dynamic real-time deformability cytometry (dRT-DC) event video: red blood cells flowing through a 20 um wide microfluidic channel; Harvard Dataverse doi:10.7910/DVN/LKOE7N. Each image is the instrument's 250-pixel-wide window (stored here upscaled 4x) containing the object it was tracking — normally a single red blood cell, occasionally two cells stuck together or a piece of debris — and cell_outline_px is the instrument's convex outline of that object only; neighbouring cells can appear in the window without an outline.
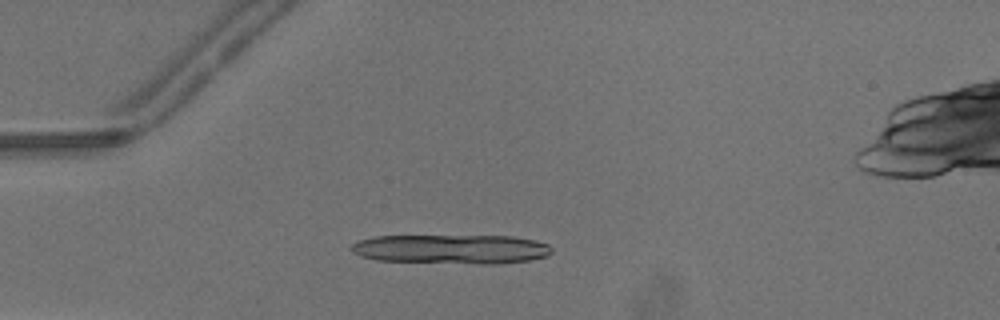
{"species": "common noctule bat (a hibernating species)", "species_latin": "Nyctalus noctula", "temperature_condition": "warm", "stored_images_in_passage": 18, "camera_frame_rate_fps": 3000, "um_per_image_px": 0.085, "animal": {"sex": "male", "body_mass_g": 13.3}, "frame": {"image": 1, "passage_image": 13, "time_ms": 4.0, "image_size_px": [1000, 320], "cell_outline_px": [[552, 252], [548, 256], [532, 260], [500, 264], [484, 264], [376, 260], [360, 256], [352, 252], [348, 248], [352, 244], [360, 240], [372, 236], [512, 236], [532, 240], [548, 244], [552, 248]], "centroid_in_image_um": [38.37, 21.18], "position_along_channel_um": 46.6, "area_um2": 34.51}}